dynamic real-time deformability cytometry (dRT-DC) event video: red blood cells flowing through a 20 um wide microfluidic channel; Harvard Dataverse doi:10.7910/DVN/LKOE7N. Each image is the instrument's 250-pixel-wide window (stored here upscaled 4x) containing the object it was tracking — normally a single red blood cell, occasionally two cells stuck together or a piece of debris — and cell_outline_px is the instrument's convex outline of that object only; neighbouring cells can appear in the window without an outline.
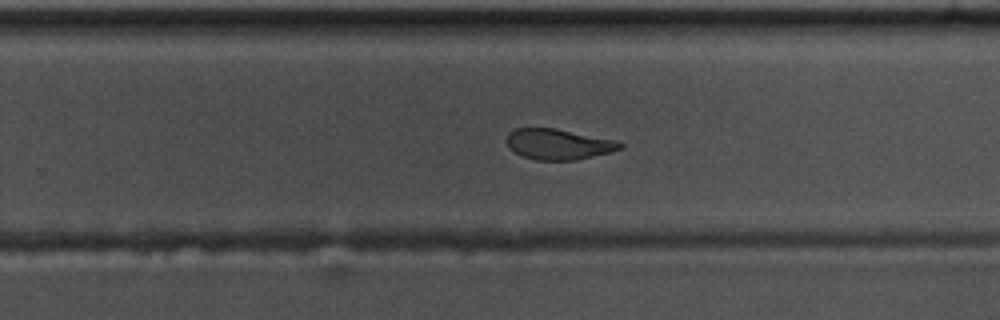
{"species": "common noctule bat (a hibernating species)", "species_latin": "Nyctalus noctula", "temperature_condition": "warm", "stored_images_in_passage": 55, "camera_frame_rate_fps": 3000, "um_per_image_px": 0.085, "animal": {"sex": "male", "body_mass_g": 17.5, "forearm_length_mm": 52.3}, "frame": {"image": 1, "passage_image": 35, "time_ms": 11.333, "image_size_px": [1000, 320], "cell_outline_px": [[624, 148], [612, 152], [576, 160], [536, 160], [524, 156], [508, 148], [508, 132], [516, 128], [556, 128], [616, 140], [624, 144]], "centroid_in_image_um": [47.51, 12.25], "position_along_channel_um": 282.3, "area_um2": 20.29}}
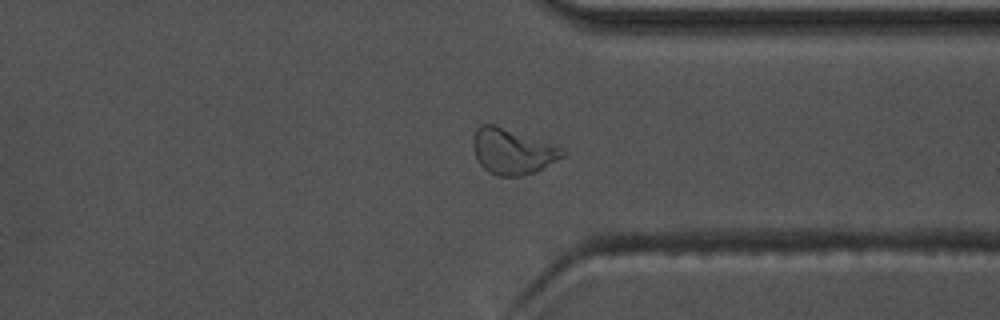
{"frame": {"image": 2, "passage_image": 42, "time_ms": 13.667, "image_size_px": [1000, 320], "cell_outline_px": [[568, 152], [564, 156], [536, 172], [520, 176], [496, 176], [488, 172], [476, 160], [472, 144], [472, 140], [476, 128], [480, 124], [496, 124], [564, 148]], "centroid_in_image_um": [43.54, 12.86], "position_along_channel_um": 367.9, "area_um2": 24.1}}
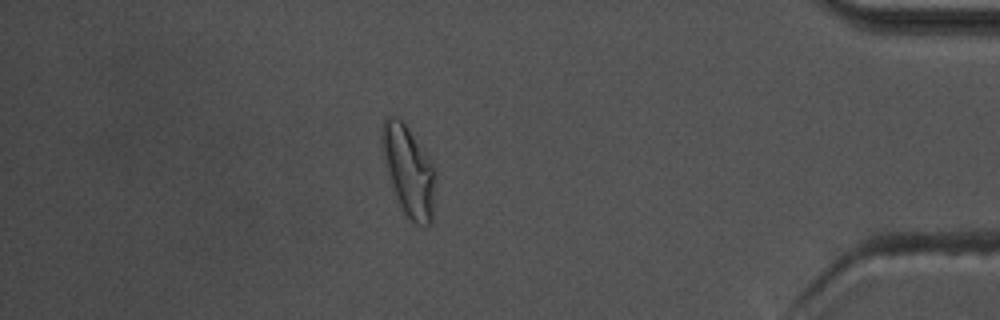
{"frame": {"image": 3, "passage_image": 48, "time_ms": 15.667, "image_size_px": [1000, 320], "cell_outline_px": [[436, 172], [432, 224], [416, 224], [404, 212], [396, 200], [388, 176], [384, 160], [380, 140], [380, 128], [384, 120], [388, 116], [396, 116], [408, 128], [428, 156]], "centroid_in_image_um": [34.72, 14.51], "position_along_channel_um": 400.5, "area_um2": 28.21}, "authors_computed_cell_mechanics": {"area_um2": 22.0218, "velocity_mm_per_s": 3.7013, "shape_relaxation_time_tau1_ms": 6.7368, "shape_relaxation_time_tau2_ms": 2.6169, "deformation_change_tau1": 0.2065, "deformation_change_tau2": 0.0938}}